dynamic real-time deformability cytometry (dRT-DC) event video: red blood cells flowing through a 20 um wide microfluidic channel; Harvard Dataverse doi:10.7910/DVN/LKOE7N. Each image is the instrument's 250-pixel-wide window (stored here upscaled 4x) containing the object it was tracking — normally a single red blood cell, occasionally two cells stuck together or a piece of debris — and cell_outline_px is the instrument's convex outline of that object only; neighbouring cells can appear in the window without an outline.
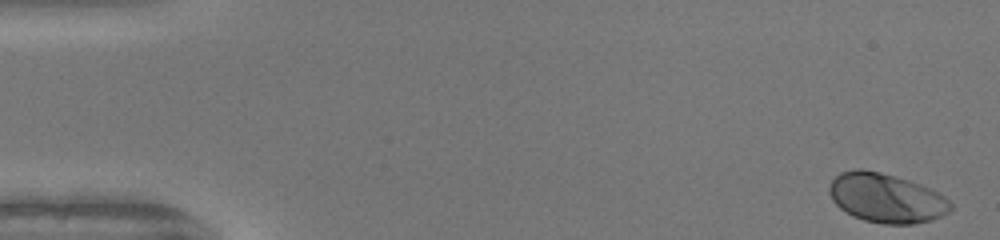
{"species": "human", "species_latin": "Homo sapiens", "temperature_condition": "warm", "stored_images_in_passage": 49, "camera_frame_rate_fps": 3000, "um_per_image_px": 0.085, "donor": {"sex": "female"}, "frame": {"image": 1, "passage_image": 1, "time_ms": 0.0, "image_size_px": [1000, 240], "cell_outline_px": [[952, 208], [948, 212], [932, 220], [912, 224], [884, 224], [864, 220], [852, 216], [840, 208], [832, 200], [828, 188], [832, 180], [840, 172], [856, 168], [860, 168], [880, 172], [908, 180], [920, 184], [944, 196], [952, 204]], "centroid_in_image_um": [75.3, 16.83], "position_along_channel_um": 9.7, "area_um2": 34.74}}
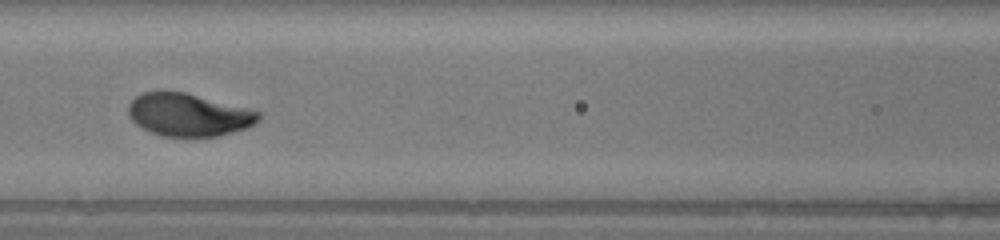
{"frame": {"image": 2, "passage_image": 22, "time_ms": 7.0, "image_size_px": [1000, 240], "cell_outline_px": [[260, 116], [256, 124], [220, 136], [164, 136], [152, 132], [136, 124], [128, 116], [128, 104], [140, 92], [184, 92], [260, 112]], "centroid_in_image_um": [15.99, 9.76], "position_along_channel_um": 150.6, "area_um2": 31.91}}
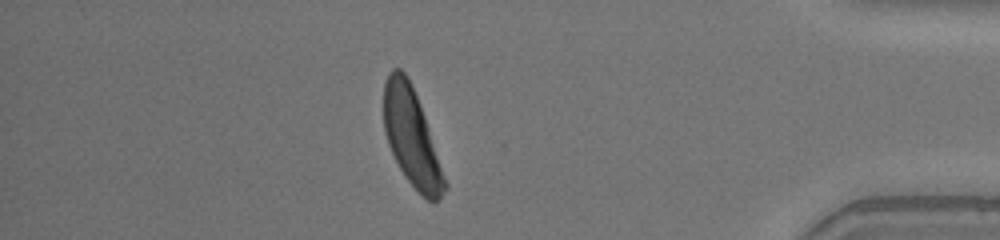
{"frame": {"image": 3, "passage_image": 43, "time_ms": 14.0, "image_size_px": [1000, 240], "cell_outline_px": [[448, 188], [432, 204], [408, 180], [400, 168], [388, 144], [384, 132], [384, 84], [388, 72], [392, 68], [400, 68], [408, 76], [420, 104], [448, 184]], "centroid_in_image_um": [34.98, 11.63], "position_along_channel_um": 400.2, "area_um2": 34.22}, "authors_computed_cell_mechanics": {"area_um2": 33.235, "velocity_mm_per_s": 4.1478, "shape_relaxation_time_tau1_ms": 2.4908, "shape_relaxation_time_tau2_ms": null, "deformation_change_tau1": 0.1564, "deformation_change_tau2": null}}